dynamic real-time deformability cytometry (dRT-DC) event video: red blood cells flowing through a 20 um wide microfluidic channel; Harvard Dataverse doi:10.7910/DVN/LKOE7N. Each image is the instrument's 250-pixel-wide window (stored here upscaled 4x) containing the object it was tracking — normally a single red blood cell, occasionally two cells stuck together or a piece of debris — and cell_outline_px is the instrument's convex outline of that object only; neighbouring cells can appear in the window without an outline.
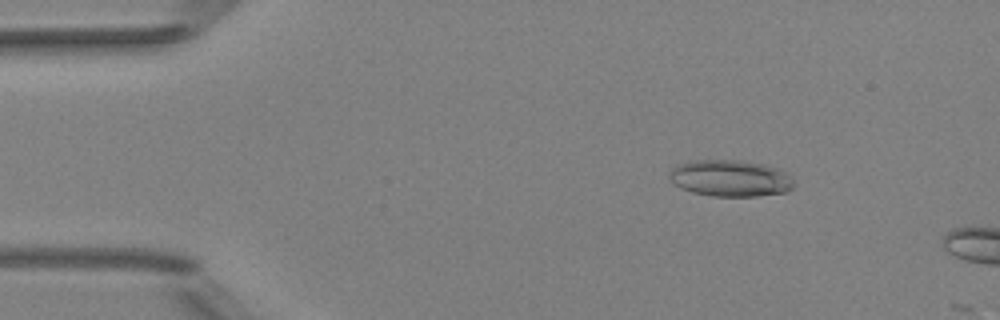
{"species": "Egyptian fruit bat (a non-hibernating species)", "species_latin": "Rousettus aegyptiacus", "temperature_condition": "room temperature", "stored_images_in_passage": 10, "camera_frame_rate_fps": 3000, "um_per_image_px": 0.085, "animal": {"sex": "female"}, "frame": {"image": 1, "passage_image": 8, "time_ms": 2.333, "image_size_px": [1000, 320], "cell_outline_px": [[792, 188], [784, 192], [756, 196], [712, 196], [692, 192], [680, 188], [668, 176], [668, 172], [676, 164], [688, 160], [740, 160], [764, 164], [776, 168], [784, 172], [792, 180]], "centroid_in_image_um": [62.0, 15.14], "position_along_channel_um": 23.0, "area_um2": 26.47}}